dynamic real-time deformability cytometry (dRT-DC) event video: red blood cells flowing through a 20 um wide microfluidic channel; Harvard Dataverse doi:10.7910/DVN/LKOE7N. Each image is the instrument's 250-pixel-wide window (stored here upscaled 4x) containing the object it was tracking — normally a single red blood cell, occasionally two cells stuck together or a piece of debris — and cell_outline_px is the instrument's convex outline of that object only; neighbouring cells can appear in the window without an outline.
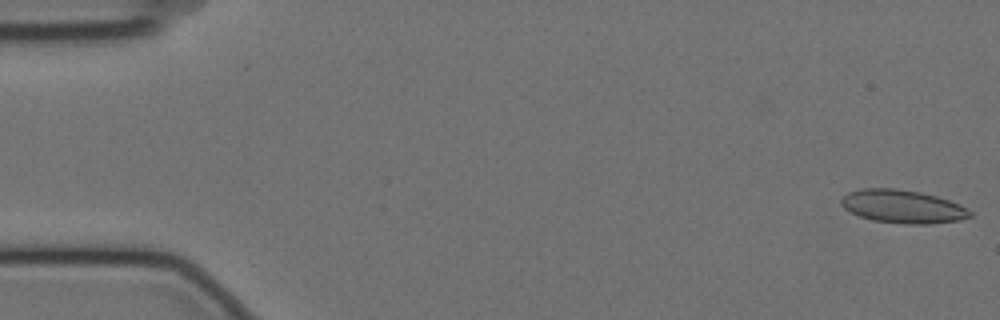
{"species": "Egyptian fruit bat (a non-hibernating species)", "species_latin": "Rousettus aegyptiacus", "temperature_condition": "cold", "stored_images_in_passage": 53, "camera_frame_rate_fps": 3000, "um_per_image_px": 0.085, "animal": {"sex": "female"}, "frame": {"image": 1, "passage_image": 1, "time_ms": 0.0, "image_size_px": [1000, 320], "cell_outline_px": [[972, 216], [960, 220], [928, 224], [904, 224], [872, 220], [860, 216], [844, 208], [840, 204], [840, 200], [848, 192], [860, 188], [892, 188], [920, 192], [936, 196], [960, 204], [972, 212]], "centroid_in_image_um": [76.72, 17.55], "position_along_channel_um": 8.3, "area_um2": 24.91}}
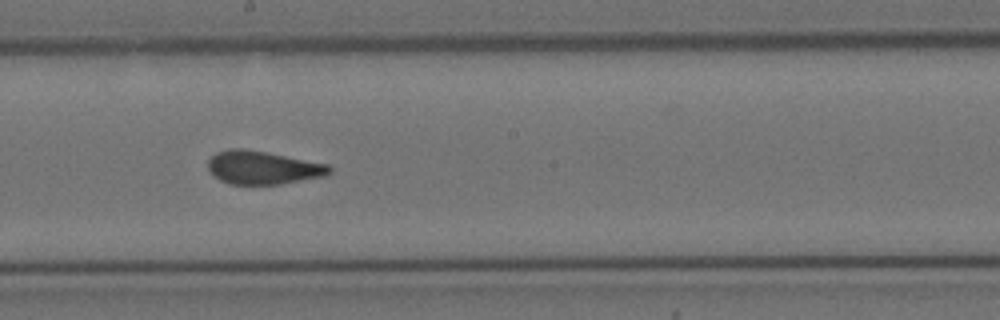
{"frame": {"image": 2, "passage_image": 31, "time_ms": 10.0, "image_size_px": [1000, 320], "cell_outline_px": [[332, 172], [324, 176], [280, 184], [228, 184], [220, 180], [208, 168], [208, 160], [216, 152], [228, 148], [244, 148], [328, 164], [332, 168]], "centroid_in_image_um": [22.33, 14.24], "position_along_channel_um": 225.9, "area_um2": 23.41}}
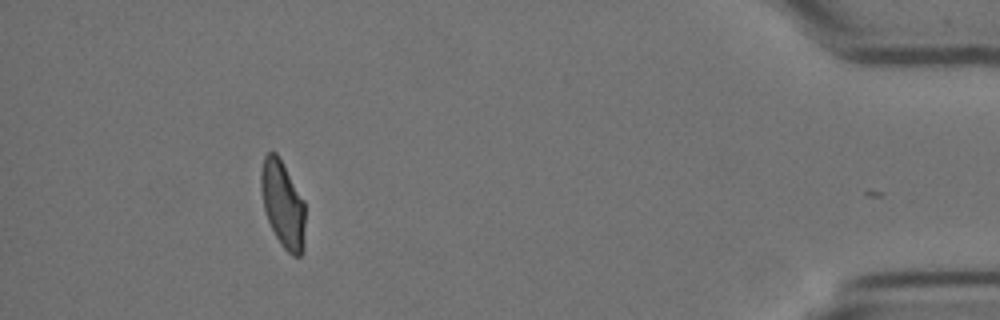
{"frame": {"image": 3, "passage_image": 52, "time_ms": 17.0, "image_size_px": [1000, 320], "cell_outline_px": [[304, 252], [300, 256], [292, 256], [280, 244], [268, 220], [264, 208], [260, 188], [260, 172], [264, 156], [268, 152], [276, 152], [304, 200]], "centroid_in_image_um": [24.03, 17.37], "position_along_channel_um": 411.2, "area_um2": 22.25}, "authors_computed_cell_mechanics": {"area_um2": 24.1026, "velocity_mm_per_s": 3.5092, "shape_relaxation_time_tau1_ms": null, "shape_relaxation_time_tau2_ms": 1.1763, "deformation_change_tau1": null, "deformation_change_tau2": 0.0734}}